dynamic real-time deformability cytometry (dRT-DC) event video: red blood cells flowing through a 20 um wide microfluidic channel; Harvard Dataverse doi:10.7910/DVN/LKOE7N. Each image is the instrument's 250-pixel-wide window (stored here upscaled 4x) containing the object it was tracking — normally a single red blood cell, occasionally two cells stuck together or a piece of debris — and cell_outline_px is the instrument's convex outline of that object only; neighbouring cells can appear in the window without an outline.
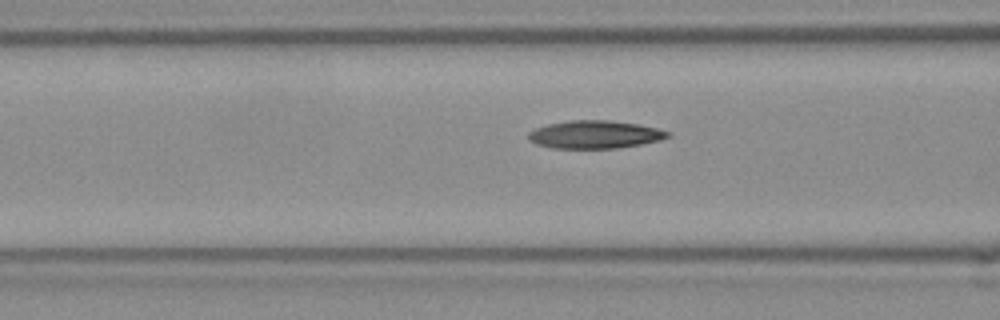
{"species": "Egyptian fruit bat (a non-hibernating species)", "species_latin": "Rousettus aegyptiacus", "temperature_condition": "room temperature", "stored_images_in_passage": 17, "camera_frame_rate_fps": 3000, "um_per_image_px": 0.085, "frame": {"image": 1, "passage_image": 15, "time_ms": 4.667, "image_size_px": [1000, 320], "cell_outline_px": [[672, 136], [660, 140], [640, 144], [616, 148], [552, 148], [536, 144], [528, 140], [528, 132], [536, 128], [548, 124], [568, 120], [608, 120], [636, 124], [656, 128], [672, 132]], "centroid_in_image_um": [50.55, 11.43], "position_along_channel_um": 116.0, "area_um2": 22.66}}